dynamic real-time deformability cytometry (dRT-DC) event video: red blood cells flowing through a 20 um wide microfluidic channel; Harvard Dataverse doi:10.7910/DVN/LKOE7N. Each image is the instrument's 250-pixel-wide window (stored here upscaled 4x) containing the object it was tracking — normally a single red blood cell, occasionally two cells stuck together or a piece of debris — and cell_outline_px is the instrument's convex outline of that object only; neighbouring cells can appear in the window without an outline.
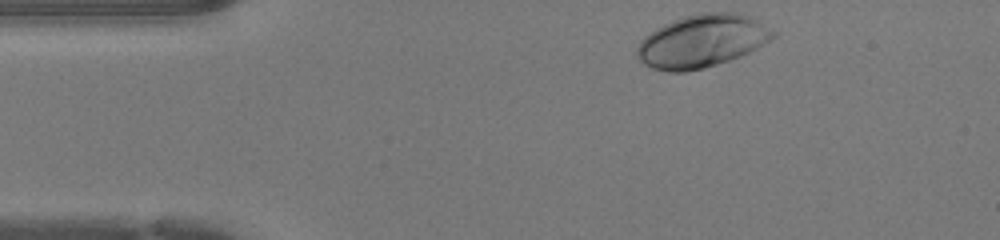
{"species": "human", "species_latin": "Homo sapiens", "temperature_condition": "warm", "stored_images_in_passage": 33, "camera_frame_rate_fps": 3000, "um_per_image_px": 0.085, "donor": {"sex": "female"}, "frame": {"image": 1, "passage_image": 1, "time_ms": 0.0, "image_size_px": [1000, 240], "cell_outline_px": [[776, 36], [772, 40], [740, 56], [704, 68], [684, 72], [668, 72], [652, 68], [644, 64], [636, 56], [636, 48], [640, 40], [644, 36], [656, 28], [672, 20], [684, 16], [700, 12], [740, 12], [756, 20], [776, 32]], "centroid_in_image_um": [59.64, 3.48], "position_along_channel_um": 25.4, "area_um2": 41.96}}
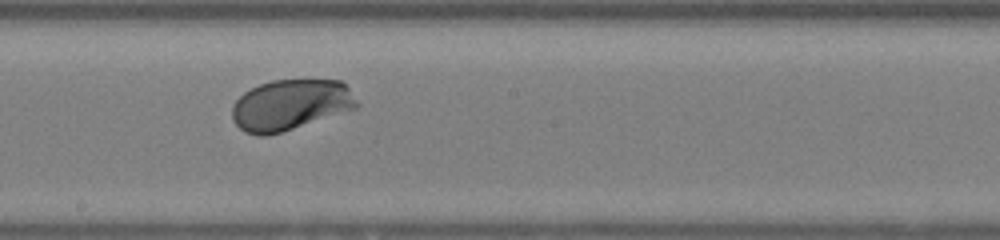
{"frame": {"image": 2, "passage_image": 19, "time_ms": 6.0, "image_size_px": [1000, 240], "cell_outline_px": [[360, 104], [356, 108], [280, 132], [264, 136], [256, 136], [244, 132], [232, 120], [232, 104], [244, 92], [260, 84], [272, 80], [340, 80], [348, 88]], "centroid_in_image_um": [24.65, 8.91], "position_along_channel_um": 223.6, "area_um2": 36.59}}
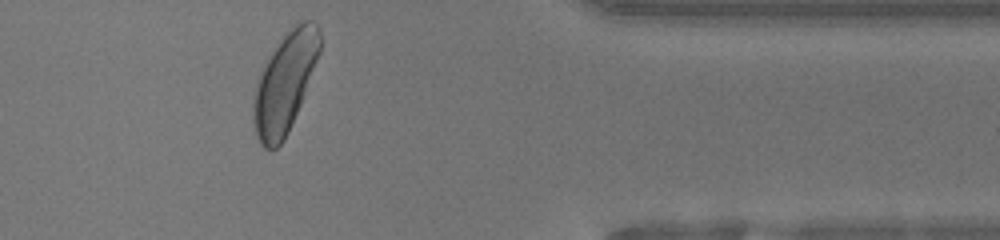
{"frame": {"image": 3, "passage_image": 32, "time_ms": 10.333, "image_size_px": [1000, 240], "cell_outline_px": [[320, 52], [300, 104], [288, 132], [284, 140], [272, 152], [264, 148], [260, 144], [256, 136], [252, 120], [252, 104], [256, 84], [260, 72], [276, 40], [296, 24], [304, 20], [312, 20], [320, 28]], "centroid_in_image_um": [24.17, 7.03], "position_along_channel_um": 387.2, "area_um2": 38.84}, "authors_computed_cell_mechanics": {"area_um2": 36.703, "velocity_mm_per_s": 4.2871, "shape_relaxation_time_tau1_ms": 1.1839, "shape_relaxation_time_tau2_ms": null, "deformation_change_tau1": 0.1136, "deformation_change_tau2": null}}